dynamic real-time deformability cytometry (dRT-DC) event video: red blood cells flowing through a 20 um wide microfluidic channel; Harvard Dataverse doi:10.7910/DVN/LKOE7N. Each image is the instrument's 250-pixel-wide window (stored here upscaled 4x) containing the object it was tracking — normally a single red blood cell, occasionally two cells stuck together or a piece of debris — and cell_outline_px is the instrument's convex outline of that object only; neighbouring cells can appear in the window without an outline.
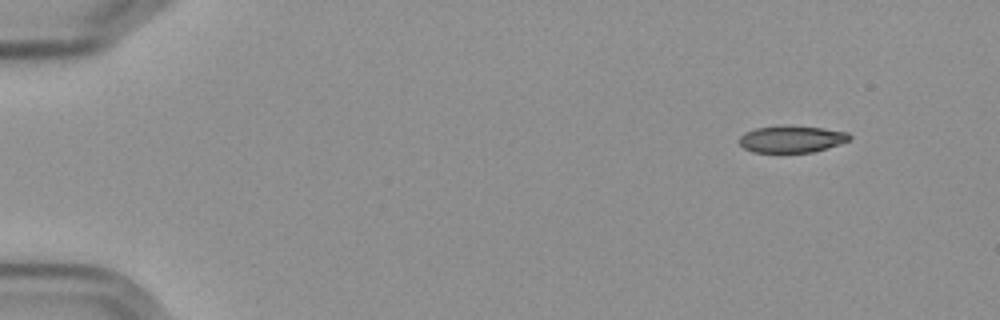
{"species": "Egyptian fruit bat (a non-hibernating species)", "species_latin": "Rousettus aegyptiacus", "temperature_condition": "cold", "stored_images_in_passage": 52, "camera_frame_rate_fps": 3000, "um_per_image_px": 0.085, "frame": {"image": 1, "passage_image": 1, "time_ms": 0.0, "image_size_px": [1000, 320], "cell_outline_px": [[852, 136], [848, 140], [812, 152], [752, 152], [744, 148], [740, 144], [740, 136], [744, 132], [756, 128], [784, 124], [820, 128], [848, 132]], "centroid_in_image_um": [67.23, 11.8], "position_along_channel_um": 17.8, "area_um2": 17.17}}
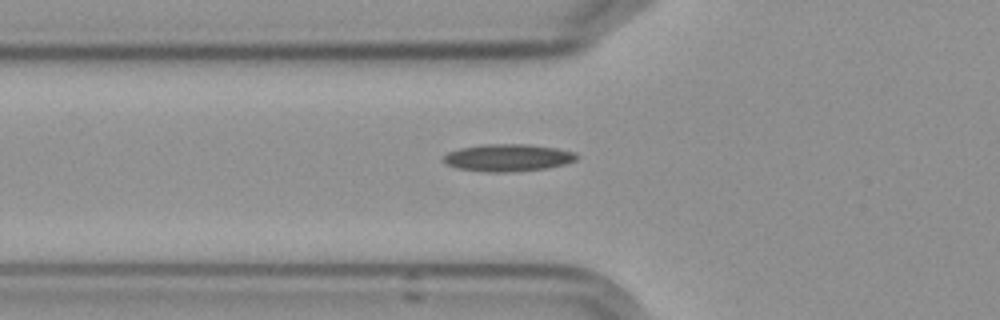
{"frame": {"image": 2, "passage_image": 16, "time_ms": 5.0, "image_size_px": [1000, 320], "cell_outline_px": [[580, 156], [576, 160], [564, 164], [548, 168], [512, 172], [484, 172], [456, 168], [444, 164], [444, 156], [448, 152], [460, 148], [484, 144], [528, 144], [556, 148], [576, 152]], "centroid_in_image_um": [43.18, 13.41], "position_along_channel_um": 82.6, "area_um2": 21.39}}
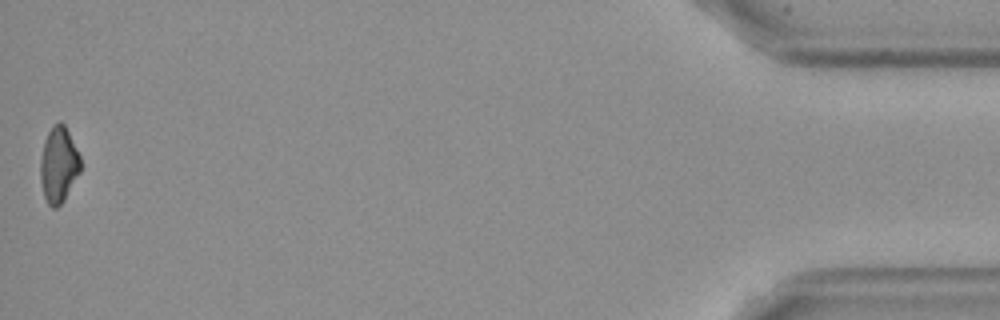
{"frame": {"image": 3, "passage_image": 52, "time_ms": 17.0, "image_size_px": [1000, 320], "cell_outline_px": [[80, 172], [64, 200], [56, 208], [52, 208], [48, 204], [44, 196], [40, 180], [40, 160], [44, 140], [52, 124], [60, 120], [64, 124], [80, 156]], "centroid_in_image_um": [4.97, 13.99], "position_along_channel_um": 430.2, "area_um2": 17.74}}